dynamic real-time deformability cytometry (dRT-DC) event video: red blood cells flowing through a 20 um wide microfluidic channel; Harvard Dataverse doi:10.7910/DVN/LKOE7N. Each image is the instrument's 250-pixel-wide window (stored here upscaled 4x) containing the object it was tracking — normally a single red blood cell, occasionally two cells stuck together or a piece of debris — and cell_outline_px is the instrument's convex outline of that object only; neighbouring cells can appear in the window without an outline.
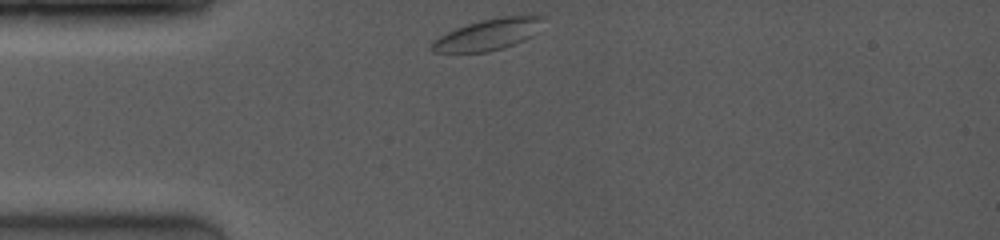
{"species": "common noctule bat (a hibernating species)", "species_latin": "Nyctalus noctula", "temperature_condition": "room temperature", "stored_images_in_passage": 12, "camera_frame_rate_fps": 4000, "um_per_image_px": 0.085, "animal": {"sex": "female", "body_mass_g": 19.0, "forearm_length_mm": 53.3}, "frame": {"image": 1, "passage_image": 1, "time_ms": 0.0, "image_size_px": [1000, 240], "cell_outline_px": [[544, 16], [540, 32], [516, 44], [504, 48], [488, 52], [432, 52], [428, 48], [440, 36], [456, 28], [468, 24], [484, 20], [504, 16]], "centroid_in_image_um": [41.53, 2.95], "position_along_channel_um": 43.5, "area_um2": 20.17}}
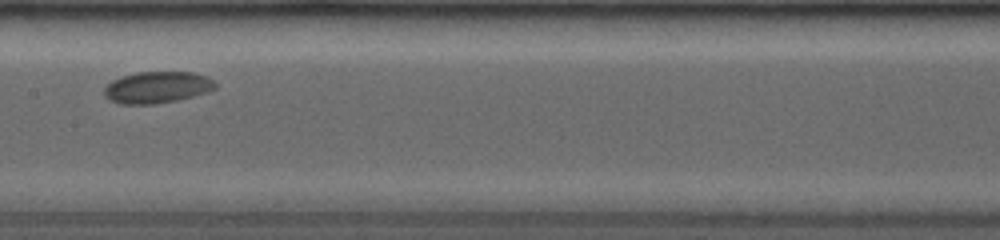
{"frame": {"image": 2, "passage_image": 6, "time_ms": 4.5, "image_size_px": [1000, 240], "cell_outline_px": [[216, 88], [192, 96], [176, 100], [152, 104], [120, 104], [108, 100], [104, 96], [104, 88], [112, 80], [124, 76], [140, 72], [192, 72], [204, 76], [212, 80], [216, 84]], "centroid_in_image_um": [13.3, 7.43], "position_along_channel_um": 194.1, "area_um2": 20.17}}
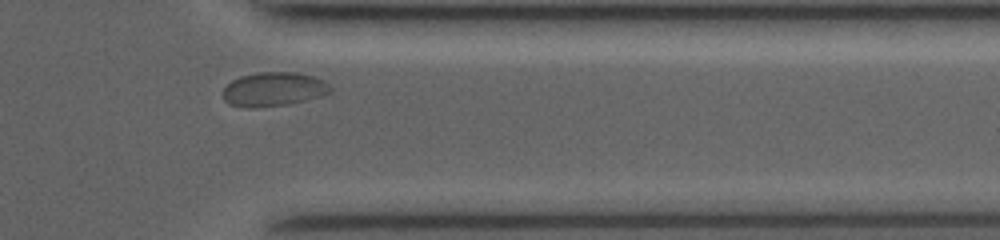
{"frame": {"image": 3, "passage_image": 11, "time_ms": 9.5, "image_size_px": [1000, 240], "cell_outline_px": [[332, 92], [304, 100], [288, 104], [256, 108], [244, 108], [228, 104], [224, 100], [224, 88], [232, 80], [240, 76], [260, 72], [296, 72], [312, 76], [324, 80], [332, 88]], "centroid_in_image_um": [23.24, 7.59], "position_along_channel_um": 388.2, "area_um2": 21.33}, "authors_computed_cell_mechanics": {"area_um2": 19.8254, "velocity_mm_per_s": 3.8257, "shape_relaxation_time_tau1_ms": 0.84, "shape_relaxation_time_tau2_ms": 1.1752, "deformation_change_tau1": 0.0299, "deformation_change_tau2": 0.0148}}